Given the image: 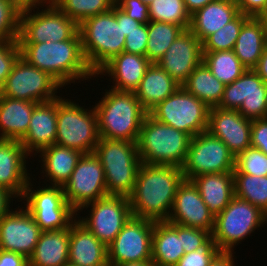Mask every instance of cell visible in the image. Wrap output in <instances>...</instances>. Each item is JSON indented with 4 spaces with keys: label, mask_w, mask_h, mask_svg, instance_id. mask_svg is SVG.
I'll return each mask as SVG.
<instances>
[{
    "label": "cell",
    "mask_w": 267,
    "mask_h": 266,
    "mask_svg": "<svg viewBox=\"0 0 267 266\" xmlns=\"http://www.w3.org/2000/svg\"><path fill=\"white\" fill-rule=\"evenodd\" d=\"M252 120L237 110L210 108L207 131L221 139L235 158L251 147Z\"/></svg>",
    "instance_id": "obj_19"
},
{
    "label": "cell",
    "mask_w": 267,
    "mask_h": 266,
    "mask_svg": "<svg viewBox=\"0 0 267 266\" xmlns=\"http://www.w3.org/2000/svg\"><path fill=\"white\" fill-rule=\"evenodd\" d=\"M154 221L131 216L107 246L108 263L115 266L121 263L151 261L152 234Z\"/></svg>",
    "instance_id": "obj_16"
},
{
    "label": "cell",
    "mask_w": 267,
    "mask_h": 266,
    "mask_svg": "<svg viewBox=\"0 0 267 266\" xmlns=\"http://www.w3.org/2000/svg\"><path fill=\"white\" fill-rule=\"evenodd\" d=\"M117 20H122V29L125 36H127L135 27L139 26L141 23L129 17L124 11L114 5L111 9Z\"/></svg>",
    "instance_id": "obj_51"
},
{
    "label": "cell",
    "mask_w": 267,
    "mask_h": 266,
    "mask_svg": "<svg viewBox=\"0 0 267 266\" xmlns=\"http://www.w3.org/2000/svg\"><path fill=\"white\" fill-rule=\"evenodd\" d=\"M181 86L209 108L218 107L225 88L204 62L193 70Z\"/></svg>",
    "instance_id": "obj_34"
},
{
    "label": "cell",
    "mask_w": 267,
    "mask_h": 266,
    "mask_svg": "<svg viewBox=\"0 0 267 266\" xmlns=\"http://www.w3.org/2000/svg\"><path fill=\"white\" fill-rule=\"evenodd\" d=\"M215 217L209 212L198 188L184 179L178 186L171 214L167 222L202 229L212 233Z\"/></svg>",
    "instance_id": "obj_21"
},
{
    "label": "cell",
    "mask_w": 267,
    "mask_h": 266,
    "mask_svg": "<svg viewBox=\"0 0 267 266\" xmlns=\"http://www.w3.org/2000/svg\"><path fill=\"white\" fill-rule=\"evenodd\" d=\"M151 62L146 56L122 52L107 62L95 75L111 77L113 86L110 88L117 91L134 92ZM115 82V83H114Z\"/></svg>",
    "instance_id": "obj_24"
},
{
    "label": "cell",
    "mask_w": 267,
    "mask_h": 266,
    "mask_svg": "<svg viewBox=\"0 0 267 266\" xmlns=\"http://www.w3.org/2000/svg\"><path fill=\"white\" fill-rule=\"evenodd\" d=\"M21 57V50L17 39L0 41V82L5 83L15 63Z\"/></svg>",
    "instance_id": "obj_44"
},
{
    "label": "cell",
    "mask_w": 267,
    "mask_h": 266,
    "mask_svg": "<svg viewBox=\"0 0 267 266\" xmlns=\"http://www.w3.org/2000/svg\"><path fill=\"white\" fill-rule=\"evenodd\" d=\"M228 1H231V2H234V3H239L241 0H228Z\"/></svg>",
    "instance_id": "obj_62"
},
{
    "label": "cell",
    "mask_w": 267,
    "mask_h": 266,
    "mask_svg": "<svg viewBox=\"0 0 267 266\" xmlns=\"http://www.w3.org/2000/svg\"><path fill=\"white\" fill-rule=\"evenodd\" d=\"M212 236L211 232L202 229L182 226V246L185 254L195 251Z\"/></svg>",
    "instance_id": "obj_46"
},
{
    "label": "cell",
    "mask_w": 267,
    "mask_h": 266,
    "mask_svg": "<svg viewBox=\"0 0 267 266\" xmlns=\"http://www.w3.org/2000/svg\"><path fill=\"white\" fill-rule=\"evenodd\" d=\"M234 253L221 252L209 266H236Z\"/></svg>",
    "instance_id": "obj_53"
},
{
    "label": "cell",
    "mask_w": 267,
    "mask_h": 266,
    "mask_svg": "<svg viewBox=\"0 0 267 266\" xmlns=\"http://www.w3.org/2000/svg\"><path fill=\"white\" fill-rule=\"evenodd\" d=\"M2 92H3V84L0 82V97L2 96Z\"/></svg>",
    "instance_id": "obj_59"
},
{
    "label": "cell",
    "mask_w": 267,
    "mask_h": 266,
    "mask_svg": "<svg viewBox=\"0 0 267 266\" xmlns=\"http://www.w3.org/2000/svg\"><path fill=\"white\" fill-rule=\"evenodd\" d=\"M148 9L150 21L177 24L184 30L190 27L191 15L184 0H153Z\"/></svg>",
    "instance_id": "obj_38"
},
{
    "label": "cell",
    "mask_w": 267,
    "mask_h": 266,
    "mask_svg": "<svg viewBox=\"0 0 267 266\" xmlns=\"http://www.w3.org/2000/svg\"><path fill=\"white\" fill-rule=\"evenodd\" d=\"M41 157L39 162L42 161L40 167L43 175L47 179L51 186H61L63 187L67 181L70 179L72 172L74 171L78 161L82 157L83 153L68 147L59 146L53 144L42 149L39 152Z\"/></svg>",
    "instance_id": "obj_28"
},
{
    "label": "cell",
    "mask_w": 267,
    "mask_h": 266,
    "mask_svg": "<svg viewBox=\"0 0 267 266\" xmlns=\"http://www.w3.org/2000/svg\"><path fill=\"white\" fill-rule=\"evenodd\" d=\"M89 207L88 215L82 218L78 216L83 209ZM77 213V220L106 246L114 241L132 216L129 197L124 195H107L86 204Z\"/></svg>",
    "instance_id": "obj_13"
},
{
    "label": "cell",
    "mask_w": 267,
    "mask_h": 266,
    "mask_svg": "<svg viewBox=\"0 0 267 266\" xmlns=\"http://www.w3.org/2000/svg\"><path fill=\"white\" fill-rule=\"evenodd\" d=\"M191 138L189 134L160 123L147 114L137 140L141 163L182 168Z\"/></svg>",
    "instance_id": "obj_4"
},
{
    "label": "cell",
    "mask_w": 267,
    "mask_h": 266,
    "mask_svg": "<svg viewBox=\"0 0 267 266\" xmlns=\"http://www.w3.org/2000/svg\"><path fill=\"white\" fill-rule=\"evenodd\" d=\"M210 108L180 86L148 114L156 121L194 137L207 131Z\"/></svg>",
    "instance_id": "obj_11"
},
{
    "label": "cell",
    "mask_w": 267,
    "mask_h": 266,
    "mask_svg": "<svg viewBox=\"0 0 267 266\" xmlns=\"http://www.w3.org/2000/svg\"><path fill=\"white\" fill-rule=\"evenodd\" d=\"M115 5L140 23L147 24L150 21L148 5L140 0H115Z\"/></svg>",
    "instance_id": "obj_47"
},
{
    "label": "cell",
    "mask_w": 267,
    "mask_h": 266,
    "mask_svg": "<svg viewBox=\"0 0 267 266\" xmlns=\"http://www.w3.org/2000/svg\"><path fill=\"white\" fill-rule=\"evenodd\" d=\"M263 18L265 20V24H267V14Z\"/></svg>",
    "instance_id": "obj_63"
},
{
    "label": "cell",
    "mask_w": 267,
    "mask_h": 266,
    "mask_svg": "<svg viewBox=\"0 0 267 266\" xmlns=\"http://www.w3.org/2000/svg\"><path fill=\"white\" fill-rule=\"evenodd\" d=\"M184 179L182 169L176 166L141 163L129 196L132 216L167 221L177 188Z\"/></svg>",
    "instance_id": "obj_1"
},
{
    "label": "cell",
    "mask_w": 267,
    "mask_h": 266,
    "mask_svg": "<svg viewBox=\"0 0 267 266\" xmlns=\"http://www.w3.org/2000/svg\"><path fill=\"white\" fill-rule=\"evenodd\" d=\"M39 7L21 9L18 43L62 42L78 32L79 25L54 4L44 6L42 11Z\"/></svg>",
    "instance_id": "obj_10"
},
{
    "label": "cell",
    "mask_w": 267,
    "mask_h": 266,
    "mask_svg": "<svg viewBox=\"0 0 267 266\" xmlns=\"http://www.w3.org/2000/svg\"><path fill=\"white\" fill-rule=\"evenodd\" d=\"M21 8L13 0H0V41L17 39Z\"/></svg>",
    "instance_id": "obj_42"
},
{
    "label": "cell",
    "mask_w": 267,
    "mask_h": 266,
    "mask_svg": "<svg viewBox=\"0 0 267 266\" xmlns=\"http://www.w3.org/2000/svg\"><path fill=\"white\" fill-rule=\"evenodd\" d=\"M249 16L239 13L232 21L210 35L203 43V52L233 50L243 23Z\"/></svg>",
    "instance_id": "obj_40"
},
{
    "label": "cell",
    "mask_w": 267,
    "mask_h": 266,
    "mask_svg": "<svg viewBox=\"0 0 267 266\" xmlns=\"http://www.w3.org/2000/svg\"><path fill=\"white\" fill-rule=\"evenodd\" d=\"M63 86L49 73L28 64L23 58L15 63L3 84L2 96L34 103L59 97Z\"/></svg>",
    "instance_id": "obj_14"
},
{
    "label": "cell",
    "mask_w": 267,
    "mask_h": 266,
    "mask_svg": "<svg viewBox=\"0 0 267 266\" xmlns=\"http://www.w3.org/2000/svg\"><path fill=\"white\" fill-rule=\"evenodd\" d=\"M37 103L0 97V139L20 141L26 134Z\"/></svg>",
    "instance_id": "obj_30"
},
{
    "label": "cell",
    "mask_w": 267,
    "mask_h": 266,
    "mask_svg": "<svg viewBox=\"0 0 267 266\" xmlns=\"http://www.w3.org/2000/svg\"><path fill=\"white\" fill-rule=\"evenodd\" d=\"M267 84V47L264 49L257 66L253 69Z\"/></svg>",
    "instance_id": "obj_54"
},
{
    "label": "cell",
    "mask_w": 267,
    "mask_h": 266,
    "mask_svg": "<svg viewBox=\"0 0 267 266\" xmlns=\"http://www.w3.org/2000/svg\"><path fill=\"white\" fill-rule=\"evenodd\" d=\"M212 1L214 0H184L186 9L190 13V15Z\"/></svg>",
    "instance_id": "obj_56"
},
{
    "label": "cell",
    "mask_w": 267,
    "mask_h": 266,
    "mask_svg": "<svg viewBox=\"0 0 267 266\" xmlns=\"http://www.w3.org/2000/svg\"><path fill=\"white\" fill-rule=\"evenodd\" d=\"M21 58L49 73L63 87L96 77L86 62L79 31L62 42L19 43Z\"/></svg>",
    "instance_id": "obj_2"
},
{
    "label": "cell",
    "mask_w": 267,
    "mask_h": 266,
    "mask_svg": "<svg viewBox=\"0 0 267 266\" xmlns=\"http://www.w3.org/2000/svg\"><path fill=\"white\" fill-rule=\"evenodd\" d=\"M202 62V42L186 29L174 40L157 64L182 85Z\"/></svg>",
    "instance_id": "obj_20"
},
{
    "label": "cell",
    "mask_w": 267,
    "mask_h": 266,
    "mask_svg": "<svg viewBox=\"0 0 267 266\" xmlns=\"http://www.w3.org/2000/svg\"><path fill=\"white\" fill-rule=\"evenodd\" d=\"M240 13L237 3L214 0L191 15L189 30L203 43Z\"/></svg>",
    "instance_id": "obj_26"
},
{
    "label": "cell",
    "mask_w": 267,
    "mask_h": 266,
    "mask_svg": "<svg viewBox=\"0 0 267 266\" xmlns=\"http://www.w3.org/2000/svg\"><path fill=\"white\" fill-rule=\"evenodd\" d=\"M212 216L222 212L234 197L233 172L211 173L191 179Z\"/></svg>",
    "instance_id": "obj_29"
},
{
    "label": "cell",
    "mask_w": 267,
    "mask_h": 266,
    "mask_svg": "<svg viewBox=\"0 0 267 266\" xmlns=\"http://www.w3.org/2000/svg\"><path fill=\"white\" fill-rule=\"evenodd\" d=\"M140 1L148 6L153 2V0H140Z\"/></svg>",
    "instance_id": "obj_58"
},
{
    "label": "cell",
    "mask_w": 267,
    "mask_h": 266,
    "mask_svg": "<svg viewBox=\"0 0 267 266\" xmlns=\"http://www.w3.org/2000/svg\"><path fill=\"white\" fill-rule=\"evenodd\" d=\"M16 197L0 186V219L10 210L11 201Z\"/></svg>",
    "instance_id": "obj_52"
},
{
    "label": "cell",
    "mask_w": 267,
    "mask_h": 266,
    "mask_svg": "<svg viewBox=\"0 0 267 266\" xmlns=\"http://www.w3.org/2000/svg\"><path fill=\"white\" fill-rule=\"evenodd\" d=\"M203 62L224 85L231 84L247 70L233 50L203 52Z\"/></svg>",
    "instance_id": "obj_36"
},
{
    "label": "cell",
    "mask_w": 267,
    "mask_h": 266,
    "mask_svg": "<svg viewBox=\"0 0 267 266\" xmlns=\"http://www.w3.org/2000/svg\"><path fill=\"white\" fill-rule=\"evenodd\" d=\"M78 31L83 54L94 74L123 52L126 36L122 20H117L112 10L86 18L79 24Z\"/></svg>",
    "instance_id": "obj_5"
},
{
    "label": "cell",
    "mask_w": 267,
    "mask_h": 266,
    "mask_svg": "<svg viewBox=\"0 0 267 266\" xmlns=\"http://www.w3.org/2000/svg\"><path fill=\"white\" fill-rule=\"evenodd\" d=\"M14 209L0 219V250L19 253L28 259L43 231L24 206Z\"/></svg>",
    "instance_id": "obj_18"
},
{
    "label": "cell",
    "mask_w": 267,
    "mask_h": 266,
    "mask_svg": "<svg viewBox=\"0 0 267 266\" xmlns=\"http://www.w3.org/2000/svg\"><path fill=\"white\" fill-rule=\"evenodd\" d=\"M234 196L248 201L267 214V176L233 174Z\"/></svg>",
    "instance_id": "obj_37"
},
{
    "label": "cell",
    "mask_w": 267,
    "mask_h": 266,
    "mask_svg": "<svg viewBox=\"0 0 267 266\" xmlns=\"http://www.w3.org/2000/svg\"><path fill=\"white\" fill-rule=\"evenodd\" d=\"M0 266H28V259L19 253L0 250Z\"/></svg>",
    "instance_id": "obj_50"
},
{
    "label": "cell",
    "mask_w": 267,
    "mask_h": 266,
    "mask_svg": "<svg viewBox=\"0 0 267 266\" xmlns=\"http://www.w3.org/2000/svg\"><path fill=\"white\" fill-rule=\"evenodd\" d=\"M28 156L20 141L0 139V186L18 199L31 179L26 167Z\"/></svg>",
    "instance_id": "obj_22"
},
{
    "label": "cell",
    "mask_w": 267,
    "mask_h": 266,
    "mask_svg": "<svg viewBox=\"0 0 267 266\" xmlns=\"http://www.w3.org/2000/svg\"><path fill=\"white\" fill-rule=\"evenodd\" d=\"M152 261H138V262H127L121 263L115 266H152Z\"/></svg>",
    "instance_id": "obj_57"
},
{
    "label": "cell",
    "mask_w": 267,
    "mask_h": 266,
    "mask_svg": "<svg viewBox=\"0 0 267 266\" xmlns=\"http://www.w3.org/2000/svg\"><path fill=\"white\" fill-rule=\"evenodd\" d=\"M69 263L76 266H104L108 264L107 246L100 242L77 219L70 225Z\"/></svg>",
    "instance_id": "obj_25"
},
{
    "label": "cell",
    "mask_w": 267,
    "mask_h": 266,
    "mask_svg": "<svg viewBox=\"0 0 267 266\" xmlns=\"http://www.w3.org/2000/svg\"><path fill=\"white\" fill-rule=\"evenodd\" d=\"M233 174L267 176V155L259 149L247 148L235 158Z\"/></svg>",
    "instance_id": "obj_41"
},
{
    "label": "cell",
    "mask_w": 267,
    "mask_h": 266,
    "mask_svg": "<svg viewBox=\"0 0 267 266\" xmlns=\"http://www.w3.org/2000/svg\"><path fill=\"white\" fill-rule=\"evenodd\" d=\"M29 180L20 201L33 216L42 231H56L68 228L76 219L77 212L66 201L61 186H38L36 190ZM48 184V185H47Z\"/></svg>",
    "instance_id": "obj_9"
},
{
    "label": "cell",
    "mask_w": 267,
    "mask_h": 266,
    "mask_svg": "<svg viewBox=\"0 0 267 266\" xmlns=\"http://www.w3.org/2000/svg\"><path fill=\"white\" fill-rule=\"evenodd\" d=\"M251 147L267 155V118L252 120Z\"/></svg>",
    "instance_id": "obj_48"
},
{
    "label": "cell",
    "mask_w": 267,
    "mask_h": 266,
    "mask_svg": "<svg viewBox=\"0 0 267 266\" xmlns=\"http://www.w3.org/2000/svg\"><path fill=\"white\" fill-rule=\"evenodd\" d=\"M266 48L265 20L249 17L242 26L233 52L247 69H254Z\"/></svg>",
    "instance_id": "obj_33"
},
{
    "label": "cell",
    "mask_w": 267,
    "mask_h": 266,
    "mask_svg": "<svg viewBox=\"0 0 267 266\" xmlns=\"http://www.w3.org/2000/svg\"><path fill=\"white\" fill-rule=\"evenodd\" d=\"M180 86L157 63H151L134 93L142 107L149 112L158 103L172 95Z\"/></svg>",
    "instance_id": "obj_32"
},
{
    "label": "cell",
    "mask_w": 267,
    "mask_h": 266,
    "mask_svg": "<svg viewBox=\"0 0 267 266\" xmlns=\"http://www.w3.org/2000/svg\"><path fill=\"white\" fill-rule=\"evenodd\" d=\"M63 189L66 201L76 212L108 195L104 169L95 153L82 155Z\"/></svg>",
    "instance_id": "obj_17"
},
{
    "label": "cell",
    "mask_w": 267,
    "mask_h": 266,
    "mask_svg": "<svg viewBox=\"0 0 267 266\" xmlns=\"http://www.w3.org/2000/svg\"><path fill=\"white\" fill-rule=\"evenodd\" d=\"M53 4L79 25L86 18L110 11L115 0H53Z\"/></svg>",
    "instance_id": "obj_39"
},
{
    "label": "cell",
    "mask_w": 267,
    "mask_h": 266,
    "mask_svg": "<svg viewBox=\"0 0 267 266\" xmlns=\"http://www.w3.org/2000/svg\"><path fill=\"white\" fill-rule=\"evenodd\" d=\"M104 93L94 106L100 138L137 142L141 125L148 112L134 92L109 88Z\"/></svg>",
    "instance_id": "obj_3"
},
{
    "label": "cell",
    "mask_w": 267,
    "mask_h": 266,
    "mask_svg": "<svg viewBox=\"0 0 267 266\" xmlns=\"http://www.w3.org/2000/svg\"><path fill=\"white\" fill-rule=\"evenodd\" d=\"M64 98V99H63ZM57 97V135L55 144L83 154L94 153L100 140L96 111L64 96ZM82 106V107H81Z\"/></svg>",
    "instance_id": "obj_7"
},
{
    "label": "cell",
    "mask_w": 267,
    "mask_h": 266,
    "mask_svg": "<svg viewBox=\"0 0 267 266\" xmlns=\"http://www.w3.org/2000/svg\"><path fill=\"white\" fill-rule=\"evenodd\" d=\"M70 226L56 231H43L28 258V266H63L69 262Z\"/></svg>",
    "instance_id": "obj_31"
},
{
    "label": "cell",
    "mask_w": 267,
    "mask_h": 266,
    "mask_svg": "<svg viewBox=\"0 0 267 266\" xmlns=\"http://www.w3.org/2000/svg\"><path fill=\"white\" fill-rule=\"evenodd\" d=\"M184 254L182 225L154 221L152 263L156 266H174Z\"/></svg>",
    "instance_id": "obj_27"
},
{
    "label": "cell",
    "mask_w": 267,
    "mask_h": 266,
    "mask_svg": "<svg viewBox=\"0 0 267 266\" xmlns=\"http://www.w3.org/2000/svg\"><path fill=\"white\" fill-rule=\"evenodd\" d=\"M63 266H76V265H74V264H72V263H66L65 265H63Z\"/></svg>",
    "instance_id": "obj_61"
},
{
    "label": "cell",
    "mask_w": 267,
    "mask_h": 266,
    "mask_svg": "<svg viewBox=\"0 0 267 266\" xmlns=\"http://www.w3.org/2000/svg\"><path fill=\"white\" fill-rule=\"evenodd\" d=\"M21 9L31 6H40L53 4V0H13ZM43 6V7H42Z\"/></svg>",
    "instance_id": "obj_55"
},
{
    "label": "cell",
    "mask_w": 267,
    "mask_h": 266,
    "mask_svg": "<svg viewBox=\"0 0 267 266\" xmlns=\"http://www.w3.org/2000/svg\"><path fill=\"white\" fill-rule=\"evenodd\" d=\"M183 31L184 29L177 24L149 21L145 51L147 59L151 63H157Z\"/></svg>",
    "instance_id": "obj_35"
},
{
    "label": "cell",
    "mask_w": 267,
    "mask_h": 266,
    "mask_svg": "<svg viewBox=\"0 0 267 266\" xmlns=\"http://www.w3.org/2000/svg\"><path fill=\"white\" fill-rule=\"evenodd\" d=\"M265 36H266V47H267V24H265Z\"/></svg>",
    "instance_id": "obj_60"
},
{
    "label": "cell",
    "mask_w": 267,
    "mask_h": 266,
    "mask_svg": "<svg viewBox=\"0 0 267 266\" xmlns=\"http://www.w3.org/2000/svg\"><path fill=\"white\" fill-rule=\"evenodd\" d=\"M264 224H267L266 213L248 201L234 196L215 217L211 234L221 252L236 253L235 246L250 237L257 228L261 229Z\"/></svg>",
    "instance_id": "obj_8"
},
{
    "label": "cell",
    "mask_w": 267,
    "mask_h": 266,
    "mask_svg": "<svg viewBox=\"0 0 267 266\" xmlns=\"http://www.w3.org/2000/svg\"><path fill=\"white\" fill-rule=\"evenodd\" d=\"M94 153L103 166L108 195L129 197L141 165L137 142L100 138Z\"/></svg>",
    "instance_id": "obj_6"
},
{
    "label": "cell",
    "mask_w": 267,
    "mask_h": 266,
    "mask_svg": "<svg viewBox=\"0 0 267 266\" xmlns=\"http://www.w3.org/2000/svg\"><path fill=\"white\" fill-rule=\"evenodd\" d=\"M57 135V98L35 105L29 128L20 143L31 156L53 144Z\"/></svg>",
    "instance_id": "obj_23"
},
{
    "label": "cell",
    "mask_w": 267,
    "mask_h": 266,
    "mask_svg": "<svg viewBox=\"0 0 267 266\" xmlns=\"http://www.w3.org/2000/svg\"><path fill=\"white\" fill-rule=\"evenodd\" d=\"M239 11L249 17H264L266 15L267 0H241Z\"/></svg>",
    "instance_id": "obj_49"
},
{
    "label": "cell",
    "mask_w": 267,
    "mask_h": 266,
    "mask_svg": "<svg viewBox=\"0 0 267 266\" xmlns=\"http://www.w3.org/2000/svg\"><path fill=\"white\" fill-rule=\"evenodd\" d=\"M148 41V23H141L125 38L124 52L145 56Z\"/></svg>",
    "instance_id": "obj_45"
},
{
    "label": "cell",
    "mask_w": 267,
    "mask_h": 266,
    "mask_svg": "<svg viewBox=\"0 0 267 266\" xmlns=\"http://www.w3.org/2000/svg\"><path fill=\"white\" fill-rule=\"evenodd\" d=\"M220 253L221 251L211 236L195 251L184 254L174 266H209Z\"/></svg>",
    "instance_id": "obj_43"
},
{
    "label": "cell",
    "mask_w": 267,
    "mask_h": 266,
    "mask_svg": "<svg viewBox=\"0 0 267 266\" xmlns=\"http://www.w3.org/2000/svg\"><path fill=\"white\" fill-rule=\"evenodd\" d=\"M218 107L237 110L249 120L267 118V84L253 69H247L225 85Z\"/></svg>",
    "instance_id": "obj_15"
},
{
    "label": "cell",
    "mask_w": 267,
    "mask_h": 266,
    "mask_svg": "<svg viewBox=\"0 0 267 266\" xmlns=\"http://www.w3.org/2000/svg\"><path fill=\"white\" fill-rule=\"evenodd\" d=\"M181 169L186 180L203 174L233 172L235 156L221 139L204 131L191 138Z\"/></svg>",
    "instance_id": "obj_12"
}]
</instances>
